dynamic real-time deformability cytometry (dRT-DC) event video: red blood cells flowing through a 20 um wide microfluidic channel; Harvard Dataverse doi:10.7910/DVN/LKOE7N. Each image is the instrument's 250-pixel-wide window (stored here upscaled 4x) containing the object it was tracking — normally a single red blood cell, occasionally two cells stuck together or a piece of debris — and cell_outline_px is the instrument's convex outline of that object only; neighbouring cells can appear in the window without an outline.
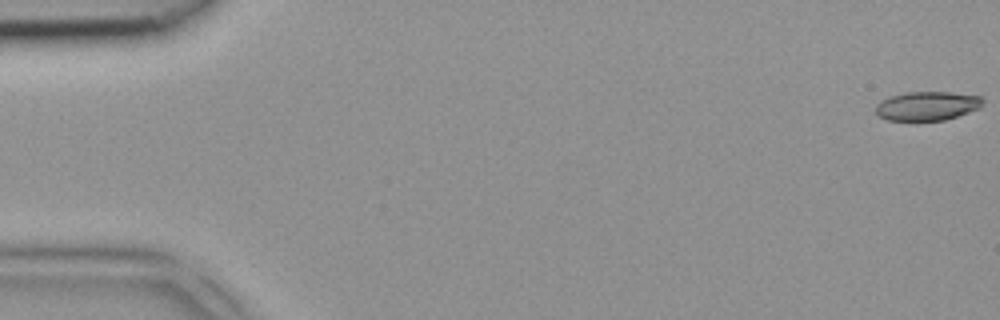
{"species": "common noctule bat (a hibernating species)", "species_latin": "Nyctalus noctula", "temperature_condition": "room temperature", "stored_images_in_passage": 5, "camera_frame_rate_fps": 3000, "um_per_image_px": 0.085, "animal": {"sex": "female", "body_mass_g": 18.4}, "frame": {"image": 1, "passage_image": 1, "time_ms": 0.0, "image_size_px": [1000, 320], "cell_outline_px": [[984, 100], [980, 108], [944, 120], [916, 124], [888, 120], [880, 116], [876, 112], [876, 104], [888, 96], [904, 92], [948, 92], [980, 96]], "centroid_in_image_um": [78.76, 9.05], "position_along_channel_um": 6.2, "area_um2": 18.79}}